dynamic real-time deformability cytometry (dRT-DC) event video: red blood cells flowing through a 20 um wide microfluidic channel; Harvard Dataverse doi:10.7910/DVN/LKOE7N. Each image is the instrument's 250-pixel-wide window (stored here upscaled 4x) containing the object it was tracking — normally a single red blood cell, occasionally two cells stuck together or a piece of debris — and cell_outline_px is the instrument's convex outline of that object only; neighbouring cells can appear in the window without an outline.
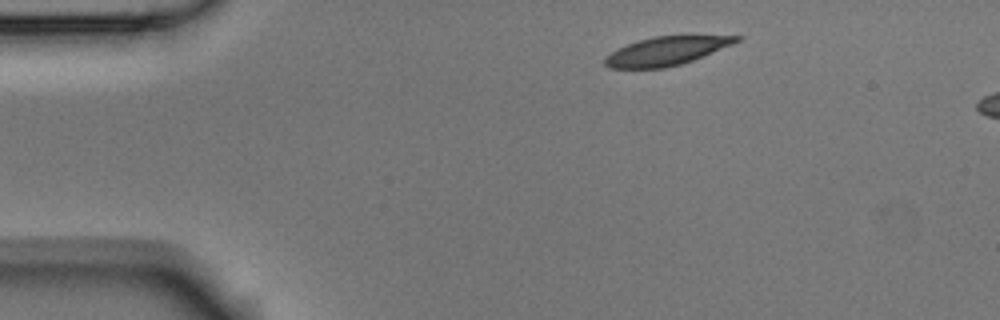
{"species": "Egyptian fruit bat (a non-hibernating species)", "species_latin": "Rousettus aegyptiacus", "temperature_condition": "room temperature", "stored_images_in_passage": 3, "segment_of_instrument_passage": [1, 2], "camera_frame_rate_fps": 3000, "um_per_image_px": 0.085, "animal": {"sex": "male"}, "frame": {"image": 1, "passage_image": 1, "time_ms": 0.0, "image_size_px": [1000, 320], "cell_outline_px": [[744, 36], [740, 40], [732, 44], [692, 60], [680, 64], [664, 68], [608, 68], [604, 64], [604, 56], [628, 44], [652, 36]], "centroid_in_image_um": [56.6, 4.34], "position_along_channel_um": 28.4, "area_um2": 21.44}}